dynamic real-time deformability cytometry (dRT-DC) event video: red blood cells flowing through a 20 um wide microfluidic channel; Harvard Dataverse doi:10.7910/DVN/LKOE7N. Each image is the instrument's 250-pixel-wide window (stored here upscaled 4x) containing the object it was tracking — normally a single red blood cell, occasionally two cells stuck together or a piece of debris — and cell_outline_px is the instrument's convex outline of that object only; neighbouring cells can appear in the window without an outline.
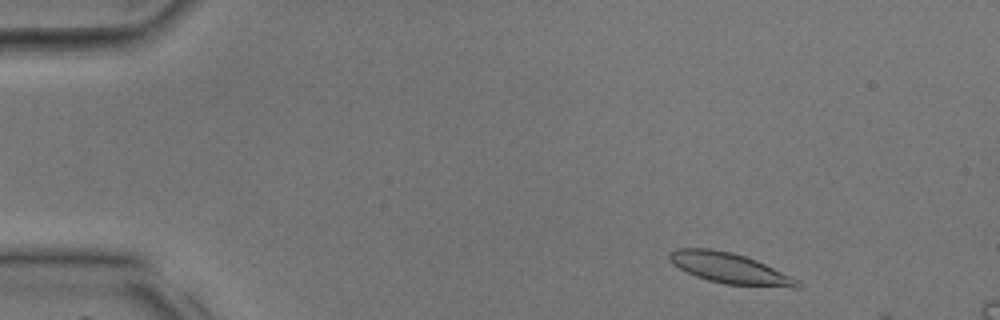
{"species": "common noctule bat (a hibernating species)", "species_latin": "Nyctalus noctula", "temperature_condition": "room temperature", "stored_images_in_passage": 6, "camera_frame_rate_fps": 3000, "um_per_image_px": 0.085, "animal": {"sex": "male", "body_mass_g": 17.9, "forearm_length_mm": 54.2}, "frame": {"image": 1, "passage_image": 3, "time_ms": 0.667, "image_size_px": [1000, 320], "cell_outline_px": [[804, 284], [800, 288], [792, 288], [724, 284], [708, 280], [696, 276], [672, 264], [668, 260], [668, 256], [676, 248], [708, 248], [732, 252], [756, 260]], "centroid_in_image_um": [62.0, 22.81], "position_along_channel_um": 23.0, "area_um2": 22.54}}